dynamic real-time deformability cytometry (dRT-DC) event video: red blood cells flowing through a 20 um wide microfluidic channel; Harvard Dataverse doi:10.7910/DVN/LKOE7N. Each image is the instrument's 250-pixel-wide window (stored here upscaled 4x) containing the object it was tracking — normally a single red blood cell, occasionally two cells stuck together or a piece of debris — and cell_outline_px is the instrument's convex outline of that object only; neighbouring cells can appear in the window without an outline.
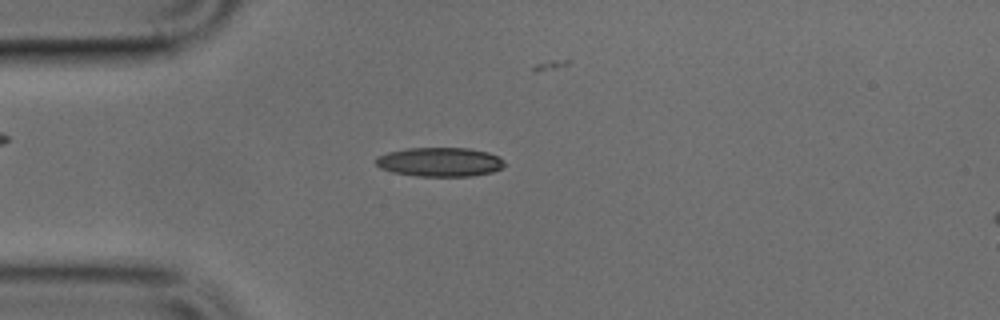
{"species": "common noctule bat (a hibernating species)", "species_latin": "Nyctalus noctula", "temperature_condition": "cold", "stored_images_in_passage": 34, "camera_frame_rate_fps": 3000, "um_per_image_px": 0.085, "animal": {"sex": "male", "body_mass_g": 17.9, "forearm_length_mm": 54.2}, "frame": {"image": 1, "passage_image": 7, "time_ms": 2.0, "image_size_px": [1000, 320], "cell_outline_px": [[504, 164], [500, 168], [492, 172], [472, 176], [416, 176], [392, 172], [380, 168], [372, 160], [376, 156], [388, 152], [408, 148], [468, 148], [488, 152], [500, 156], [504, 160]], "centroid_in_image_um": [37.35, 13.76], "position_along_channel_um": 47.6, "area_um2": 22.02}}
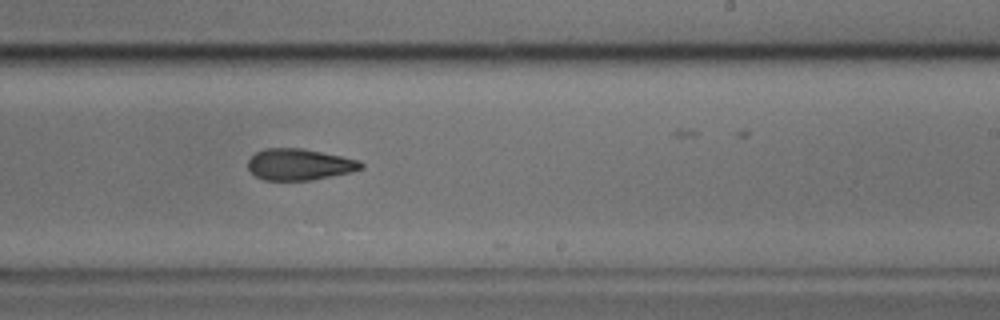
{"frame": {"image": 2, "passage_image": 24, "time_ms": 7.667, "image_size_px": [1000, 320], "cell_outline_px": [[364, 168], [352, 172], [312, 180], [264, 180], [256, 176], [248, 168], [248, 160], [256, 152], [264, 148], [300, 148], [360, 160], [364, 164]], "centroid_in_image_um": [25.46, 13.98], "position_along_channel_um": 263.5, "area_um2": 20.63}}
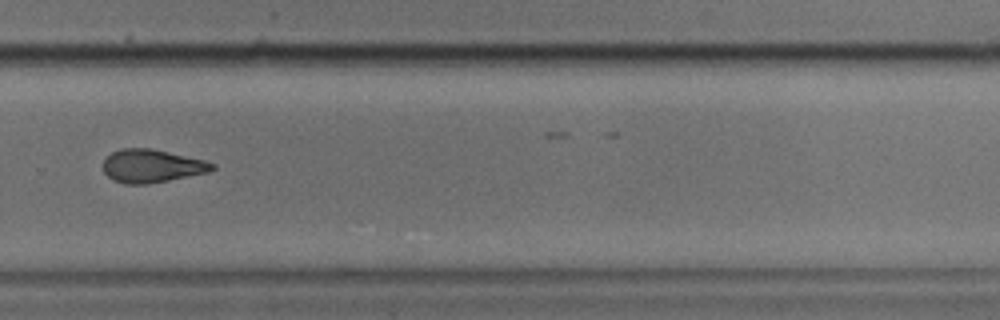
{"frame": {"image": 3, "passage_image": 28, "time_ms": 9.0, "image_size_px": [1000, 320], "cell_outline_px": [[216, 168], [208, 172], [148, 184], [124, 184], [112, 180], [104, 172], [104, 160], [112, 152], [120, 148], [152, 148], [204, 160], [216, 164]], "centroid_in_image_um": [12.89, 14.1], "position_along_channel_um": 316.9, "area_um2": 21.04}}